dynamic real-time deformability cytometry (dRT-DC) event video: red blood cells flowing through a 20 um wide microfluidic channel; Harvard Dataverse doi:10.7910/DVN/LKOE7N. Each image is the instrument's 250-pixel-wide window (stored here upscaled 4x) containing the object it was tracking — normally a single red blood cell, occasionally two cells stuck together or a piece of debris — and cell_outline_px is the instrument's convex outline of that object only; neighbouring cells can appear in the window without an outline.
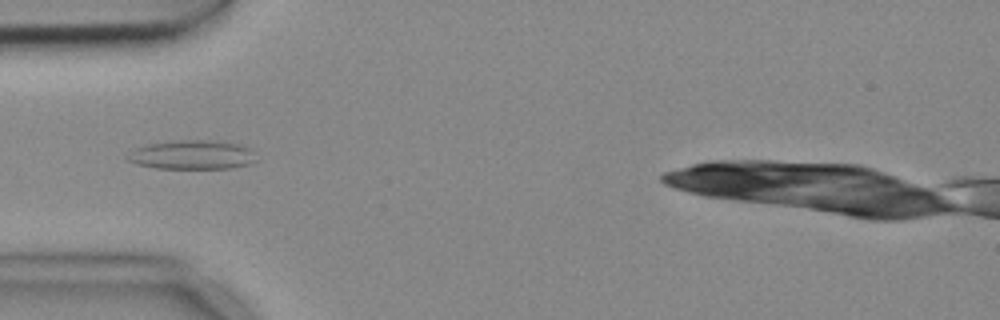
{"species": "common noctule bat (a hibernating species)", "species_latin": "Nyctalus noctula", "temperature_condition": "cold", "stored_images_in_passage": 6, "camera_frame_rate_fps": 3000, "um_per_image_px": 0.085, "animal": {"sex": "female", "body_mass_g": 18.4}, "frame": {"image": 1, "passage_image": 5, "time_ms": 1.333, "image_size_px": [1000, 320], "cell_outline_px": [[256, 160], [252, 164], [232, 168], [156, 168], [140, 164], [128, 160], [124, 156], [136, 148], [148, 144], [180, 140], [224, 140], [240, 144], [248, 148], [252, 152]], "centroid_in_image_um": [16.38, 13.15], "position_along_channel_um": 68.6, "area_um2": 21.85}}